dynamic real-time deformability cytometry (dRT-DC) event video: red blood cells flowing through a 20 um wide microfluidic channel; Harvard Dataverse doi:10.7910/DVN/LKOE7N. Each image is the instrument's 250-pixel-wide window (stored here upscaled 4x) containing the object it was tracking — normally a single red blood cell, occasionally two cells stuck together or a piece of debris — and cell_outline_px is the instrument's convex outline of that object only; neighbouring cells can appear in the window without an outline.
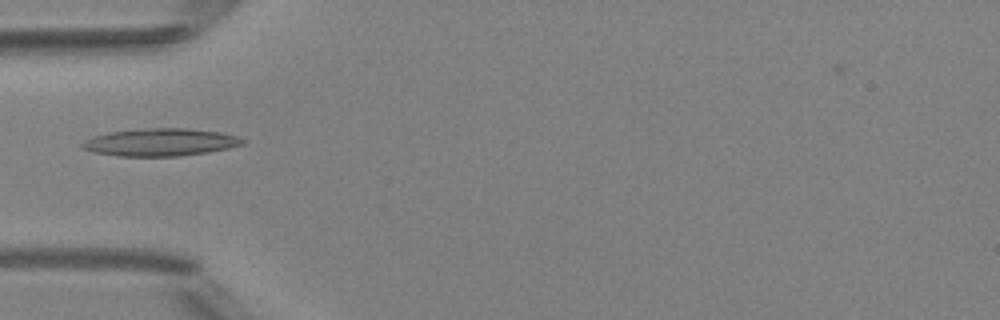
{"species": "Egyptian fruit bat (a non-hibernating species)", "species_latin": "Rousettus aegyptiacus", "temperature_condition": "room temperature", "stored_images_in_passage": 5, "camera_frame_rate_fps": 3000, "um_per_image_px": 0.085, "animal": {"sex": "female"}, "frame": {"image": 1, "passage_image": 4, "time_ms": 3.333, "image_size_px": [1000, 320], "cell_outline_px": [[244, 144], [228, 148], [208, 152], [180, 156], [116, 156], [92, 152], [84, 148], [80, 144], [84, 140], [108, 132], [144, 128], [188, 128], [220, 132], [236, 136], [244, 140]], "centroid_in_image_um": [13.62, 12.09], "position_along_channel_um": 71.4, "area_um2": 25.72}}
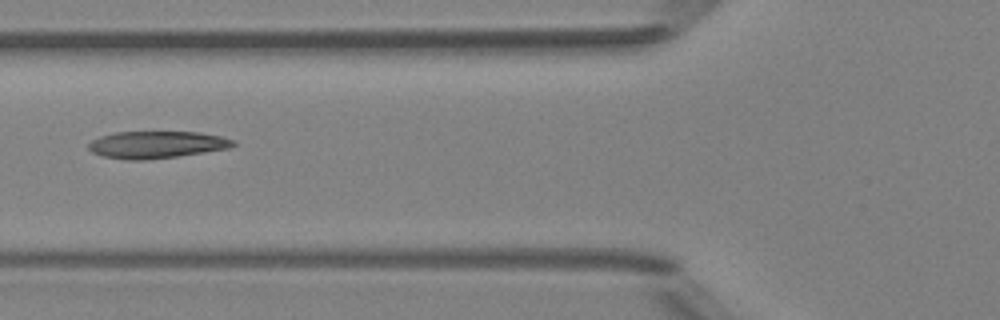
{"frame": {"image": 2, "passage_image": 5, "time_ms": 4.333, "image_size_px": [1000, 320], "cell_outline_px": [[236, 144], [228, 148], [204, 152], [148, 160], [128, 160], [104, 156], [92, 152], [88, 148], [88, 144], [92, 140], [100, 136], [116, 132], [200, 132], [220, 136], [236, 140]], "centroid_in_image_um": [13.31, 12.29], "position_along_channel_um": 112.5, "area_um2": 22.77}}